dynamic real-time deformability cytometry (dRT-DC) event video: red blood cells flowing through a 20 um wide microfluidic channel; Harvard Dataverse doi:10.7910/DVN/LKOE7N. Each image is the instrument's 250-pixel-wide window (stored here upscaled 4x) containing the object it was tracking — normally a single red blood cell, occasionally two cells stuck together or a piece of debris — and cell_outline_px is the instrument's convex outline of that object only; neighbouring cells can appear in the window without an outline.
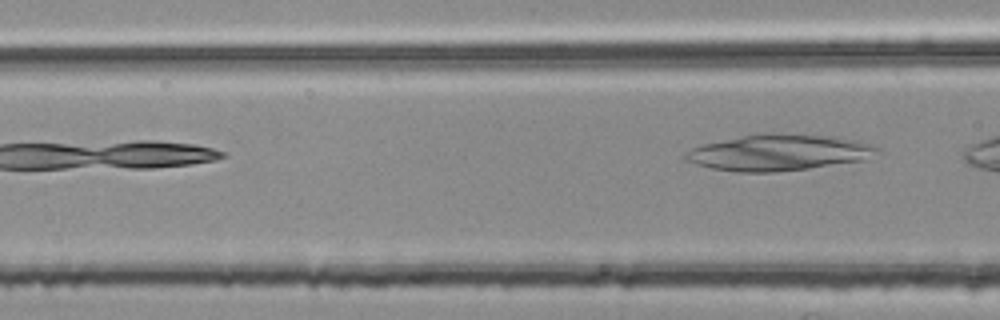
{"species": "common noctule bat (a hibernating species)", "species_latin": "Nyctalus noctula", "temperature_condition": "room temperature", "stored_images_in_passage": 4, "camera_frame_rate_fps": 3000, "um_per_image_px": 0.085, "animal": {"sex": "female", "body_mass_g": 25.1}, "frame": {"image": 1, "passage_image": 4, "time_ms": 1.0, "image_size_px": [1000, 320], "cell_outline_px": [[880, 148], [860, 160], [808, 168], [776, 172], [736, 172], [712, 168], [684, 160], [684, 152], [692, 148], [704, 144], [744, 136], [768, 132], [776, 132], [832, 136], [872, 144]], "centroid_in_image_um": [66.12, 12.95], "position_along_channel_um": 100.5, "area_um2": 39.77}}